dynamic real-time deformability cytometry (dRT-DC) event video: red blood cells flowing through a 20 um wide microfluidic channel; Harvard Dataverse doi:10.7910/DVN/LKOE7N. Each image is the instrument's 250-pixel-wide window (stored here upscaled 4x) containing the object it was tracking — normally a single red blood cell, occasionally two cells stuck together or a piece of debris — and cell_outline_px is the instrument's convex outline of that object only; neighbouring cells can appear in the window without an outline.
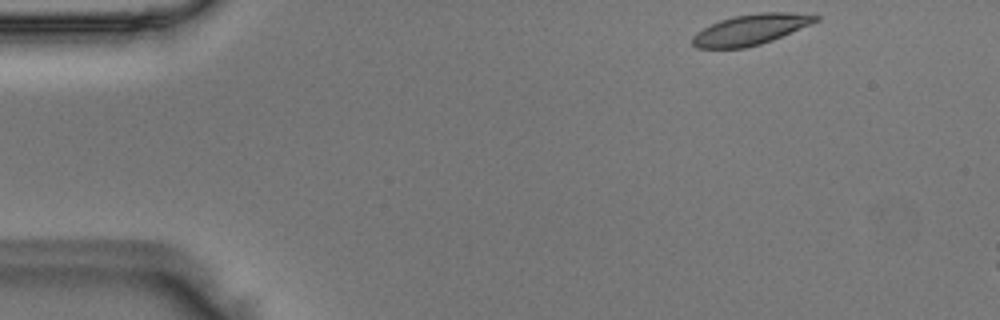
{"species": "Egyptian fruit bat (a non-hibernating species)", "species_latin": "Rousettus aegyptiacus", "temperature_condition": "room temperature", "stored_images_in_passage": 7, "camera_frame_rate_fps": 3000, "um_per_image_px": 0.085, "animal": {"sex": "male"}, "frame": {"image": 1, "passage_image": 1, "time_ms": 0.0, "image_size_px": [1000, 320], "cell_outline_px": [[820, 20], [772, 40], [760, 44], [744, 48], [696, 48], [692, 44], [692, 36], [696, 32], [720, 20], [732, 16], [760, 12], [788, 12], [820, 16]], "centroid_in_image_um": [63.79, 2.51], "position_along_channel_um": 21.2, "area_um2": 21.79}}